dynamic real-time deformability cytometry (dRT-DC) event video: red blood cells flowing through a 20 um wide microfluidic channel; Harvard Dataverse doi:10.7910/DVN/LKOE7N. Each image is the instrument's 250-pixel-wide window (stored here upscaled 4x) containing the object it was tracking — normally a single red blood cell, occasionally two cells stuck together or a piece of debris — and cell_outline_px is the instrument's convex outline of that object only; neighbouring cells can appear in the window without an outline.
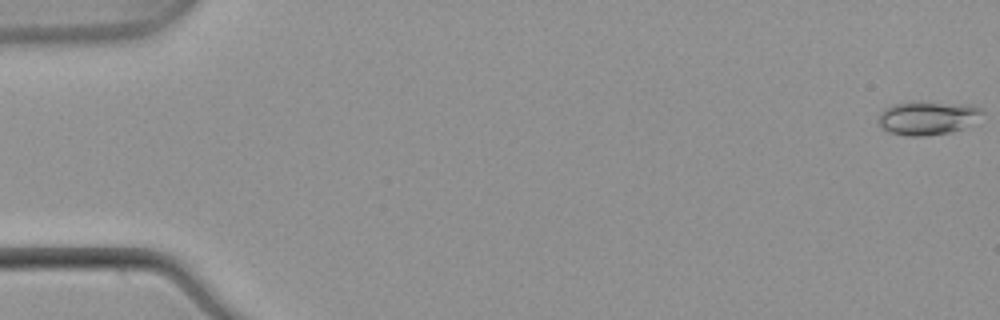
{"species": "common noctule bat (a hibernating species)", "species_latin": "Nyctalus noctula", "temperature_condition": "warm", "stored_images_in_passage": 53, "camera_frame_rate_fps": 3000, "um_per_image_px": 0.085, "animal": {"sex": "male", "body_mass_g": 21.5, "forearm_length_mm": 52.0}, "frame": {"image": 1, "passage_image": 1, "time_ms": 0.0, "image_size_px": [1000, 320], "cell_outline_px": [[984, 112], [964, 128], [948, 132], [924, 136], [908, 136], [892, 132], [884, 128], [880, 124], [880, 112], [884, 108], [892, 104], [912, 100], [920, 100], [972, 104], [980, 108]], "centroid_in_image_um": [78.85, 9.97], "position_along_channel_um": 6.2, "area_um2": 20.52}}
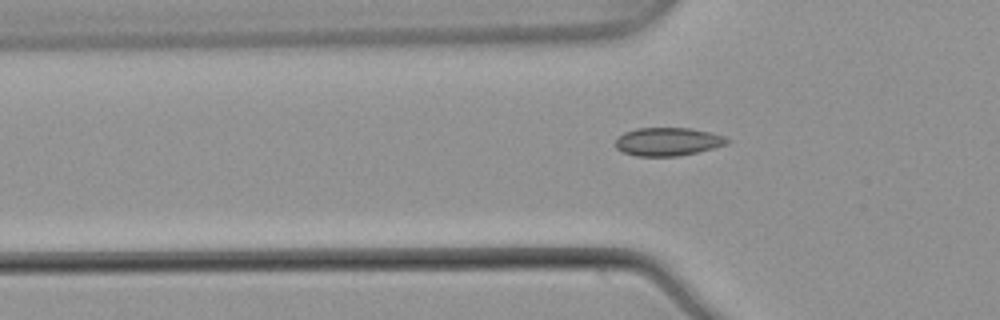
{"frame": {"image": 2, "passage_image": 18, "time_ms": 5.667, "image_size_px": [1000, 320], "cell_outline_px": [[728, 144], [696, 152], [676, 156], [636, 156], [624, 152], [616, 148], [616, 140], [624, 132], [636, 128], [692, 128], [724, 136], [728, 140]], "centroid_in_image_um": [56.75, 12.03], "position_along_channel_um": 69.1, "area_um2": 18.15}}
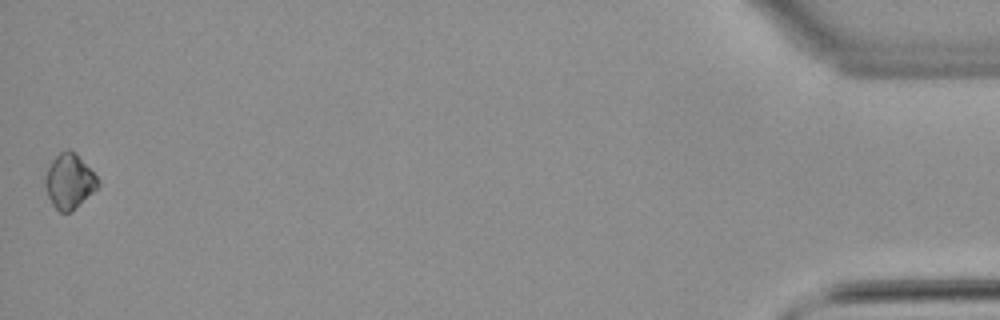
{"frame": {"image": 3, "passage_image": 53, "time_ms": 17.333, "image_size_px": [1000, 320], "cell_outline_px": [[100, 184], [72, 212], [60, 212], [52, 204], [48, 196], [44, 184], [44, 176], [52, 160], [60, 152], [68, 148], [76, 152], [100, 180]], "centroid_in_image_um": [5.88, 15.39], "position_along_channel_um": 429.3, "area_um2": 16.88}}